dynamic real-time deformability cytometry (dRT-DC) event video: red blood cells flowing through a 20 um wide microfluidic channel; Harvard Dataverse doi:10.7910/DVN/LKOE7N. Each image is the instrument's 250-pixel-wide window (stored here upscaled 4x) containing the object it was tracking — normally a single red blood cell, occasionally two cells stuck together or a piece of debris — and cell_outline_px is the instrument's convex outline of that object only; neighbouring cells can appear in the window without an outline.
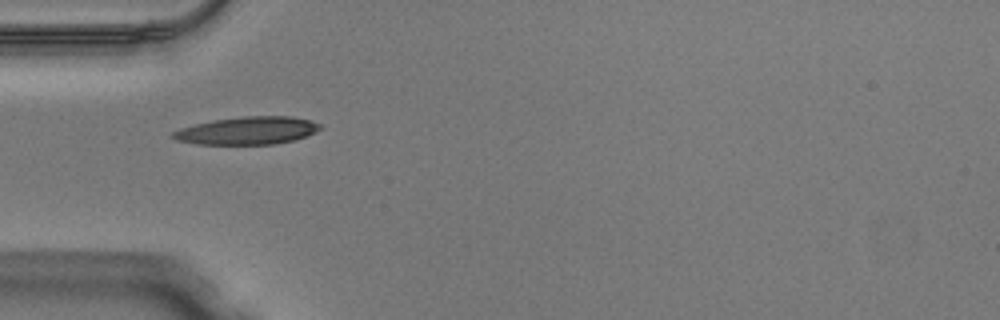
{"species": "Egyptian fruit bat (a non-hibernating species)", "species_latin": "Rousettus aegyptiacus", "temperature_condition": "warm", "stored_images_in_passage": 33, "camera_frame_rate_fps": 3000, "um_per_image_px": 0.085, "animal": {"sex": "male"}, "frame": {"image": 1, "passage_image": 1, "time_ms": 0.0, "image_size_px": [1000, 320], "cell_outline_px": [[324, 128], [316, 132], [292, 140], [272, 144], [196, 144], [176, 140], [168, 136], [172, 132], [180, 128], [212, 120], [244, 116], [292, 116], [312, 120], [320, 124]], "centroid_in_image_um": [21.02, 11.09], "position_along_channel_um": 64.0, "area_um2": 23.87}}
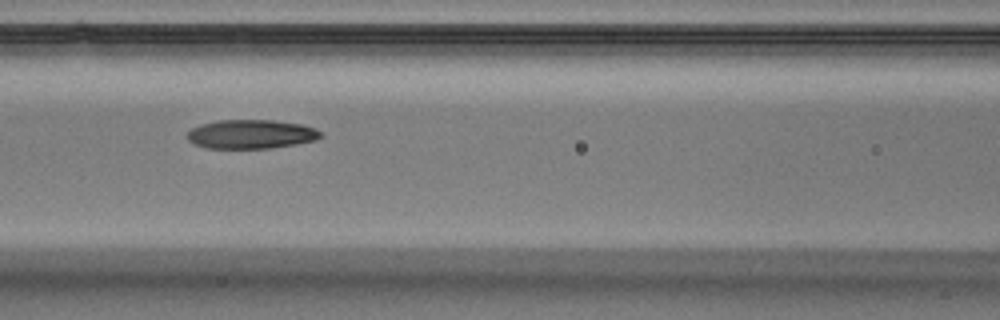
{"frame": {"image": 2, "passage_image": 7, "time_ms": 2.0, "image_size_px": [1000, 320], "cell_outline_px": [[324, 136], [316, 140], [296, 144], [272, 148], [208, 148], [196, 144], [188, 140], [188, 132], [192, 128], [200, 124], [216, 120], [272, 120], [300, 124], [316, 128]], "centroid_in_image_um": [21.37, 11.4], "position_along_channel_um": 145.2, "area_um2": 22.54}}
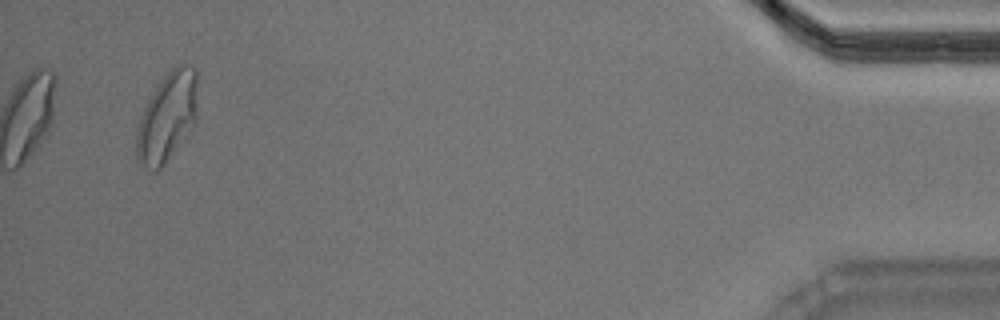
{"frame": {"image": 3, "passage_image": 33, "time_ms": 10.667, "image_size_px": [1000, 320], "cell_outline_px": [[196, 120], [188, 136], [164, 164], [156, 172], [152, 172], [140, 168], [136, 160], [136, 128], [140, 116], [148, 100], [160, 80], [176, 64], [188, 64], [196, 68]], "centroid_in_image_um": [14.18, 10.01], "position_along_channel_um": 421.0, "area_um2": 32.31}, "authors_computed_cell_mechanics": {"area_um2": 23.0622, "velocity_mm_per_s": 4.0768, "shape_relaxation_time_tau1_ms": 2.8566, "shape_relaxation_time_tau2_ms": 2.3606, "deformation_change_tau1": 0.1626, "deformation_change_tau2": 0.0953}}